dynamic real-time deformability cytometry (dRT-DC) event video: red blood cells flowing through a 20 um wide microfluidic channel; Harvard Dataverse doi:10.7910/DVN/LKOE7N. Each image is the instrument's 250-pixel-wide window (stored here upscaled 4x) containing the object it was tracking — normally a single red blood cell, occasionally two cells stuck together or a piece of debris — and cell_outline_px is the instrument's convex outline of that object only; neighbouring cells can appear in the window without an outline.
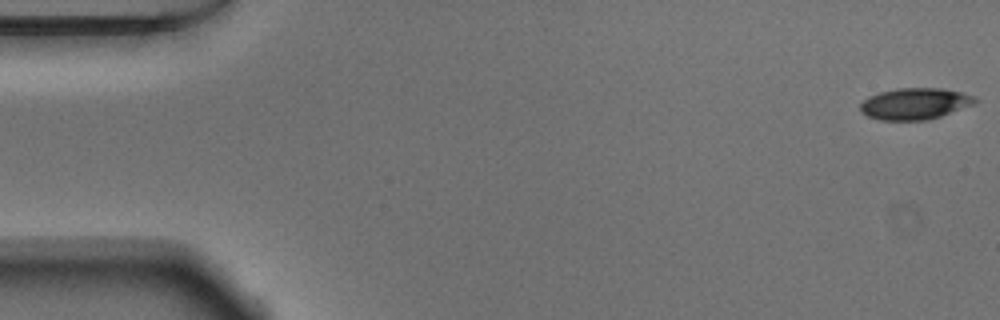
{"species": "Egyptian fruit bat (a non-hibernating species)", "species_latin": "Rousettus aegyptiacus", "temperature_condition": "warm", "stored_images_in_passage": 53, "camera_frame_rate_fps": 3000, "um_per_image_px": 0.085, "animal": {"sex": "male"}, "frame": {"image": 1, "passage_image": 1, "time_ms": 0.0, "image_size_px": [1000, 320], "cell_outline_px": [[980, 100], [972, 104], [940, 116], [928, 120], [880, 120], [868, 116], [860, 112], [860, 104], [868, 96], [880, 92], [896, 88], [944, 88], [964, 92]], "centroid_in_image_um": [77.75, 8.8], "position_along_channel_um": 7.3, "area_um2": 21.04}}
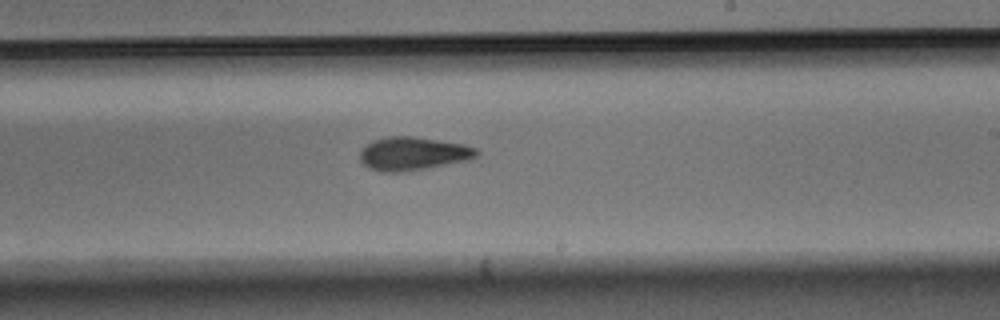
{"frame": {"image": 2, "passage_image": 31, "time_ms": 10.0, "image_size_px": [1000, 320], "cell_outline_px": [[480, 156], [472, 160], [400, 172], [384, 172], [368, 168], [360, 160], [360, 152], [364, 144], [372, 140], [388, 136], [412, 136], [464, 144], [476, 148], [480, 152]], "centroid_in_image_um": [35.12, 13.05], "position_along_channel_um": 253.9, "area_um2": 22.89}}
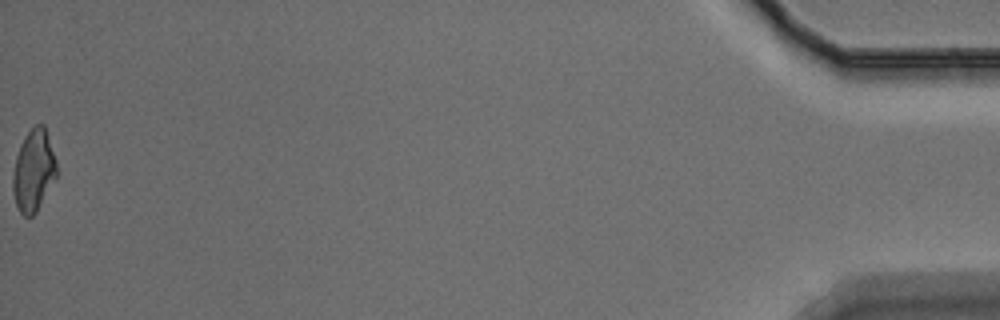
{"frame": {"image": 3, "passage_image": 53, "time_ms": 17.333, "image_size_px": [1000, 320], "cell_outline_px": [[56, 176], [36, 212], [32, 216], [24, 216], [20, 212], [16, 204], [12, 192], [12, 176], [16, 156], [20, 144], [24, 136], [36, 124], [44, 124], [56, 160]], "centroid_in_image_um": [2.83, 14.49], "position_along_channel_um": 432.4, "area_um2": 20.69}, "authors_computed_cell_mechanics": {"area_um2": 21.7906, "velocity_mm_per_s": 3.8272, "shape_relaxation_time_tau1_ms": 4.6523, "shape_relaxation_time_tau2_ms": 4.8042, "deformation_change_tau1": 0.1337, "deformation_change_tau2": 0.1349}}